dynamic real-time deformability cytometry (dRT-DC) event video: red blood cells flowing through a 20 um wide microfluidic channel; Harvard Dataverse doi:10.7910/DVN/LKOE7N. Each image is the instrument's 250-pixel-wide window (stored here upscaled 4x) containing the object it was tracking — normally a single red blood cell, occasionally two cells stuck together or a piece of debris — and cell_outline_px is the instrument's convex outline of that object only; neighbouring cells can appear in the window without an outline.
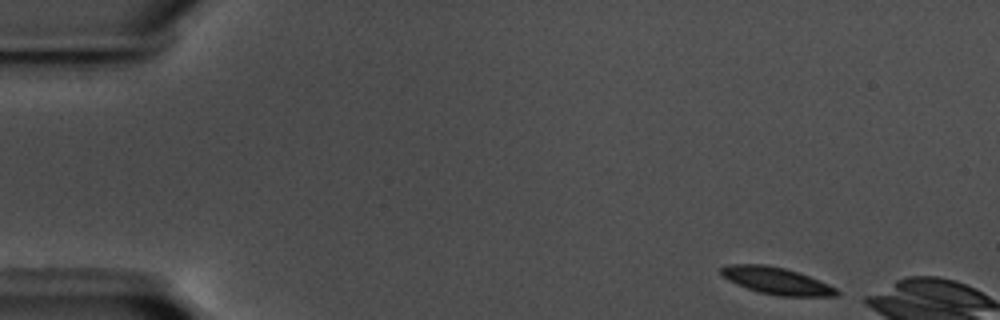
{"species": "common noctule bat (a hibernating species)", "species_latin": "Nyctalus noctula", "temperature_condition": "warm", "stored_images_in_passage": 7, "camera_frame_rate_fps": 3000, "um_per_image_px": 0.085, "animal": {"sex": "male", "body_mass_g": 17.5, "forearm_length_mm": 52.3}, "frame": {"image": 1, "passage_image": 1, "time_ms": 0.0, "image_size_px": [1000, 320], "cell_outline_px": [[840, 296], [780, 296], [760, 292], [748, 288], [728, 280], [720, 272], [720, 268], [728, 264], [764, 264], [784, 268], [808, 276], [828, 284], [836, 288], [840, 292]], "centroid_in_image_um": [66.02, 23.87], "position_along_channel_um": 19.0, "area_um2": 17.92}}